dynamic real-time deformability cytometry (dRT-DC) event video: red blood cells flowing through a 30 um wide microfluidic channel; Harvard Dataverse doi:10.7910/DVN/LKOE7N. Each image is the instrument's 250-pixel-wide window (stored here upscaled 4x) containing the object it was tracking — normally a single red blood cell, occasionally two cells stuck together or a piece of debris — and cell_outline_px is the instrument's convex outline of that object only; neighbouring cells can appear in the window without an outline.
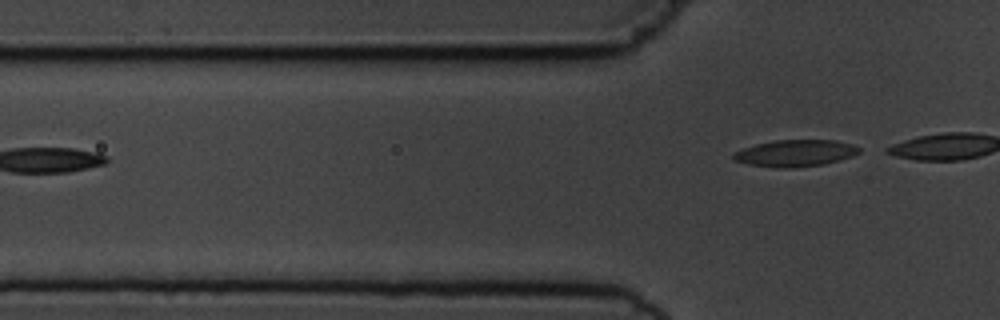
{"species": "common noctule bat (a hibernating species)", "species_latin": "Nyctalus noctula", "temperature_condition": "cold", "stored_images_in_passage": 3, "camera_frame_rate_fps": 3000, "um_per_image_px": 0.085, "animal": {"sex": "male", "body_mass_g": 19.5, "forearm_length_mm": 54.6}, "frame": {"image": 1, "passage_image": 3, "time_ms": 2.333, "image_size_px": [1000, 320], "cell_outline_px": [[860, 152], [852, 156], [824, 164], [792, 168], [780, 168], [748, 164], [732, 160], [732, 152], [756, 144], [776, 140], [836, 140], [852, 144], [860, 148]], "centroid_in_image_um": [67.57, 13.02], "position_along_channel_um": 58.2, "area_um2": 19.59}}